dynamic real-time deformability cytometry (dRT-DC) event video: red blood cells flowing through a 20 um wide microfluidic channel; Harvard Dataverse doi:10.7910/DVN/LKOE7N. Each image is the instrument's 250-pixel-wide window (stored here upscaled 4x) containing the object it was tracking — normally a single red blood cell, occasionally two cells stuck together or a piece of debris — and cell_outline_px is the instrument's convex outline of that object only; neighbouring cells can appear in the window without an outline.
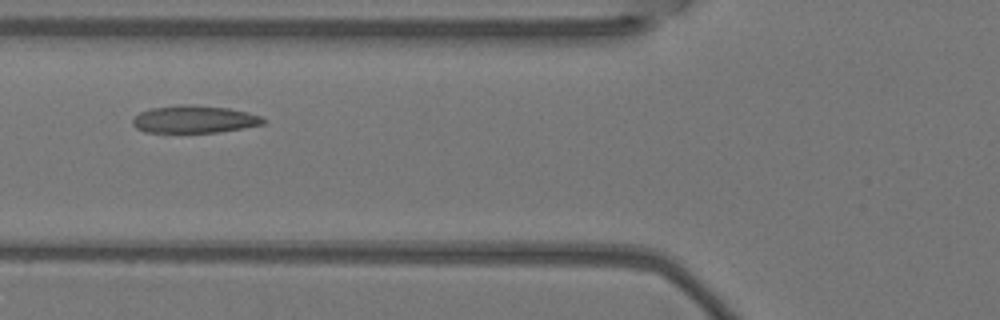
{"species": "Egyptian fruit bat (a non-hibernating species)", "species_latin": "Rousettus aegyptiacus", "temperature_condition": "warm", "stored_images_in_passage": 7, "camera_frame_rate_fps": 3000, "um_per_image_px": 0.085, "animal": {"sex": "female"}, "frame": {"image": 1, "passage_image": 5, "time_ms": 1.333, "image_size_px": [1000, 320], "cell_outline_px": [[264, 124], [216, 132], [144, 132], [136, 128], [132, 124], [132, 120], [140, 112], [152, 108], [176, 104], [192, 104], [228, 108], [248, 112], [260, 116], [264, 120]], "centroid_in_image_um": [16.47, 10.12], "position_along_channel_um": 109.3, "area_um2": 20.81}}
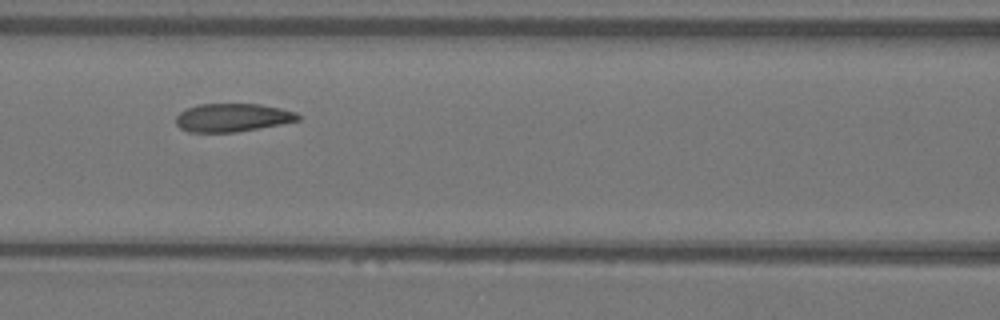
{"frame": {"image": 2, "passage_image": 6, "time_ms": 1.667, "image_size_px": [1000, 320], "cell_outline_px": [[300, 120], [280, 124], [236, 132], [188, 132], [180, 128], [176, 124], [176, 116], [180, 112], [196, 104], [260, 104], [280, 108], [296, 112], [300, 116]], "centroid_in_image_um": [19.74, 9.99], "position_along_channel_um": 146.9, "area_um2": 20.06}}
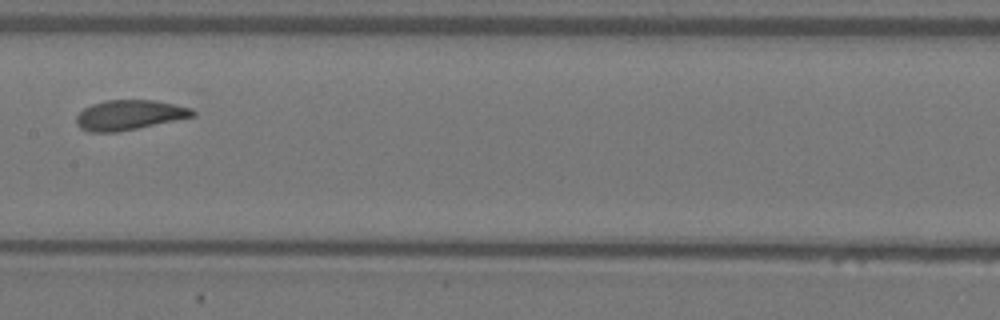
{"frame": {"image": 3, "passage_image": 7, "time_ms": 2.0, "image_size_px": [1000, 320], "cell_outline_px": [[196, 116], [116, 132], [88, 132], [80, 128], [76, 124], [76, 116], [84, 108], [92, 104], [104, 100], [156, 100], [176, 104], [192, 108], [196, 112]], "centroid_in_image_um": [10.99, 9.76], "position_along_channel_um": 196.4, "area_um2": 20.35}}